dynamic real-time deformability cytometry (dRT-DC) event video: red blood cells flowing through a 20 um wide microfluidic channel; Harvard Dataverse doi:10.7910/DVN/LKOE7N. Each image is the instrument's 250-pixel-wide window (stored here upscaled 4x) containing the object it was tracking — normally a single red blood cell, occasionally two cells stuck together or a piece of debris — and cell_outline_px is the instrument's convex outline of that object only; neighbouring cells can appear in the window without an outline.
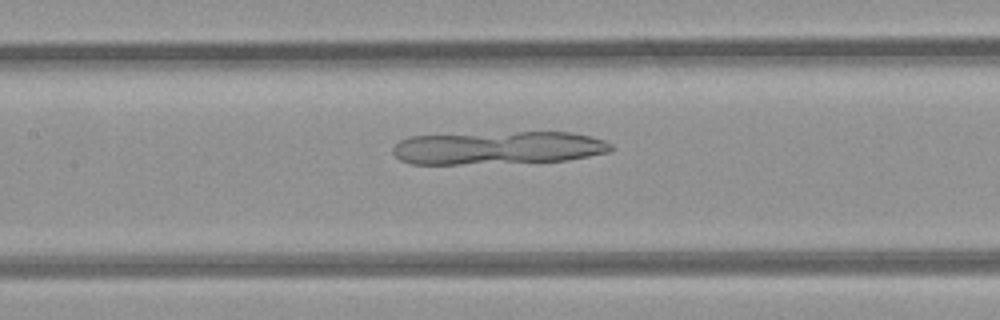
{"species": "common noctule bat (a hibernating species)", "species_latin": "Nyctalus noctula", "temperature_condition": "room temperature", "stored_images_in_passage": 32, "camera_frame_rate_fps": 3000, "um_per_image_px": 0.085, "animal": {"sex": "female", "body_mass_g": 21.9}, "frame": {"image": 1, "passage_image": 9, "time_ms": 2.667, "image_size_px": [1000, 320], "cell_outline_px": [[612, 148], [608, 152], [568, 160], [460, 164], [412, 164], [400, 160], [392, 152], [392, 148], [400, 140], [408, 136], [516, 132], [572, 132], [604, 140], [612, 144]], "centroid_in_image_um": [42.31, 12.56], "position_along_channel_um": 165.1, "area_um2": 41.85}}
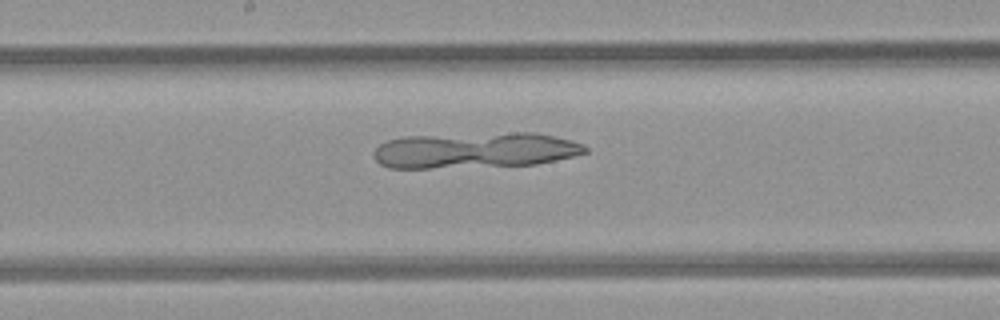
{"frame": {"image": 2, "passage_image": 12, "time_ms": 3.667, "image_size_px": [1000, 320], "cell_outline_px": [[588, 152], [556, 160], [536, 164], [432, 168], [388, 168], [380, 164], [376, 160], [376, 148], [380, 144], [388, 140], [404, 136], [512, 132], [536, 132], [584, 144], [588, 148]], "centroid_in_image_um": [40.38, 12.76], "position_along_channel_um": 207.8, "area_um2": 43.99}}
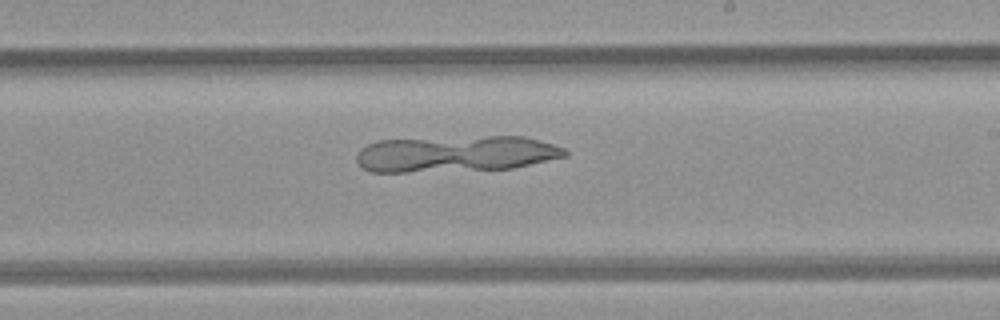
{"frame": {"image": 3, "passage_image": 15, "time_ms": 4.667, "image_size_px": [1000, 320], "cell_outline_px": [[568, 156], [512, 168], [408, 172], [368, 172], [356, 160], [356, 156], [360, 148], [376, 140], [488, 136], [524, 136], [552, 144], [564, 148], [568, 152]], "centroid_in_image_um": [38.72, 13.07], "position_along_channel_um": 250.3, "area_um2": 43.99}}